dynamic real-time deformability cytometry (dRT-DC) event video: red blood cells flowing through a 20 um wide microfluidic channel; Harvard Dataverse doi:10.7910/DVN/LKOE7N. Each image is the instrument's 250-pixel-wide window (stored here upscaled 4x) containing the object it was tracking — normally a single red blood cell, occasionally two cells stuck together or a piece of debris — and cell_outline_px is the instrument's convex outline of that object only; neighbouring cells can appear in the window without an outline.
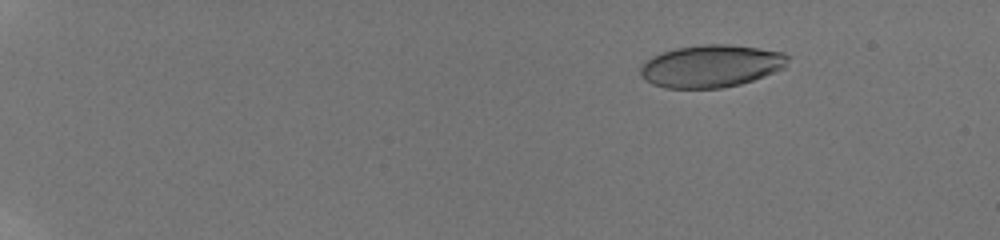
{"species": "human", "species_latin": "Homo sapiens", "temperature_condition": "room temperature", "stored_images_in_passage": 40, "camera_frame_rate_fps": 3000, "um_per_image_px": 0.085, "donor": {"sex": "male"}, "frame": {"image": 1, "passage_image": 5, "time_ms": 2.667, "image_size_px": [1000, 240], "cell_outline_px": [[792, 56], [784, 68], [764, 76], [740, 84], [720, 88], [664, 88], [652, 84], [644, 80], [640, 72], [640, 68], [652, 56], [660, 52], [676, 48], [704, 44], [728, 44], [760, 48], [784, 52]], "centroid_in_image_um": [60.47, 5.61], "position_along_channel_um": 24.5, "area_um2": 36.65}}
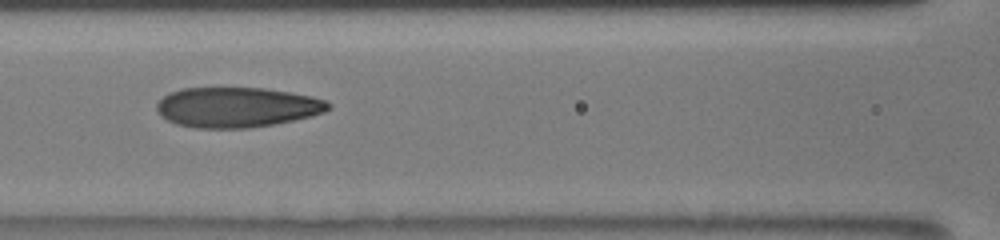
{"frame": {"image": 2, "passage_image": 20, "time_ms": 9.667, "image_size_px": [1000, 240], "cell_outline_px": [[332, 108], [324, 112], [312, 116], [276, 124], [248, 128], [196, 128], [176, 124], [160, 116], [156, 112], [156, 104], [164, 96], [180, 88], [264, 88], [312, 96], [324, 100], [332, 104]], "centroid_in_image_um": [20.14, 9.12], "position_along_channel_um": 146.5, "area_um2": 40.29}}
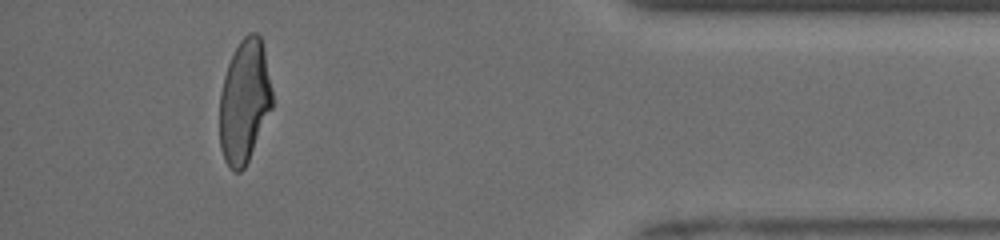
{"frame": {"image": 3, "passage_image": 37, "time_ms": 17.333, "image_size_px": [1000, 240], "cell_outline_px": [[272, 108], [248, 160], [244, 168], [240, 172], [232, 172], [228, 168], [224, 160], [220, 148], [220, 92], [224, 76], [228, 64], [240, 40], [248, 32], [256, 32], [260, 36], [264, 52], [272, 92]], "centroid_in_image_um": [20.75, 8.65], "position_along_channel_um": 414.4, "area_um2": 37.63}, "authors_computed_cell_mechanics": {"area_um2": 39.0439, "velocity_mm_per_s": 3.9468, "shape_relaxation_time_tau1_ms": 7.5368, "shape_relaxation_time_tau2_ms": 1.195, "deformation_change_tau1": 0.2456, "deformation_change_tau2": 0.0839}}